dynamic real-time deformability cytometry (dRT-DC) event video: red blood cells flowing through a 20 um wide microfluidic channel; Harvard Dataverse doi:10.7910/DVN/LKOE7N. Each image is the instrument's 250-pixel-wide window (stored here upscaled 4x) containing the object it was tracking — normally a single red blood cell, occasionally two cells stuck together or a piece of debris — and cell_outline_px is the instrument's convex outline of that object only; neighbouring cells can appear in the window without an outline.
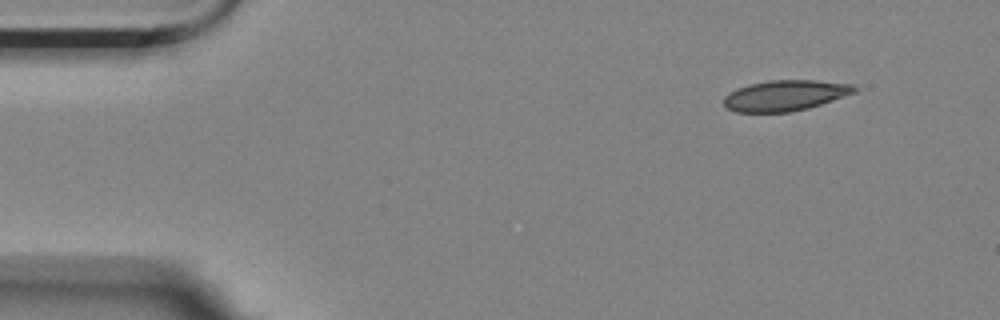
{"species": "Egyptian fruit bat (a non-hibernating species)", "species_latin": "Rousettus aegyptiacus", "temperature_condition": "room temperature", "stored_images_in_passage": 3, "camera_frame_rate_fps": 3000, "um_per_image_px": 0.085, "animal": {"sex": "female"}, "frame": {"image": 1, "passage_image": 1, "time_ms": 0.0, "image_size_px": [1000, 320], "cell_outline_px": [[860, 88], [856, 92], [808, 108], [792, 112], [736, 112], [728, 108], [724, 104], [724, 96], [728, 92], [748, 84], [768, 80], [816, 80], [852, 84]], "centroid_in_image_um": [66.74, 8.11], "position_along_channel_um": 18.3, "area_um2": 23.41}}
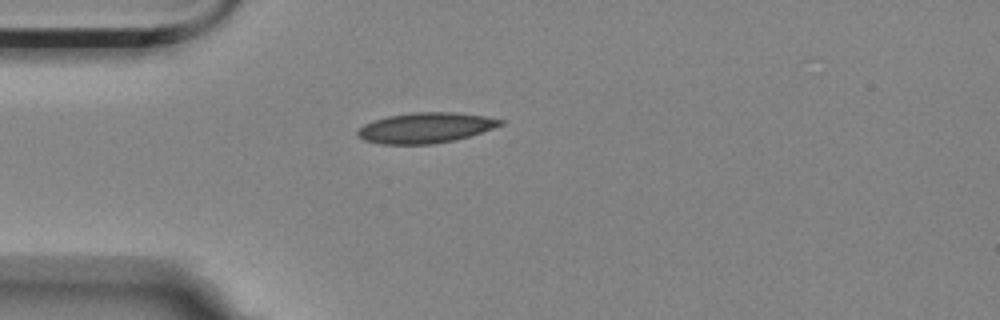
{"frame": {"image": 2, "passage_image": 3, "time_ms": 0.667, "image_size_px": [1000, 320], "cell_outline_px": [[504, 124], [468, 136], [452, 140], [432, 144], [380, 144], [364, 140], [356, 136], [356, 132], [364, 124], [372, 120], [388, 116], [412, 112], [456, 112], [484, 116], [504, 120]], "centroid_in_image_um": [36.12, 10.85], "position_along_channel_um": 48.9, "area_um2": 25.2}}